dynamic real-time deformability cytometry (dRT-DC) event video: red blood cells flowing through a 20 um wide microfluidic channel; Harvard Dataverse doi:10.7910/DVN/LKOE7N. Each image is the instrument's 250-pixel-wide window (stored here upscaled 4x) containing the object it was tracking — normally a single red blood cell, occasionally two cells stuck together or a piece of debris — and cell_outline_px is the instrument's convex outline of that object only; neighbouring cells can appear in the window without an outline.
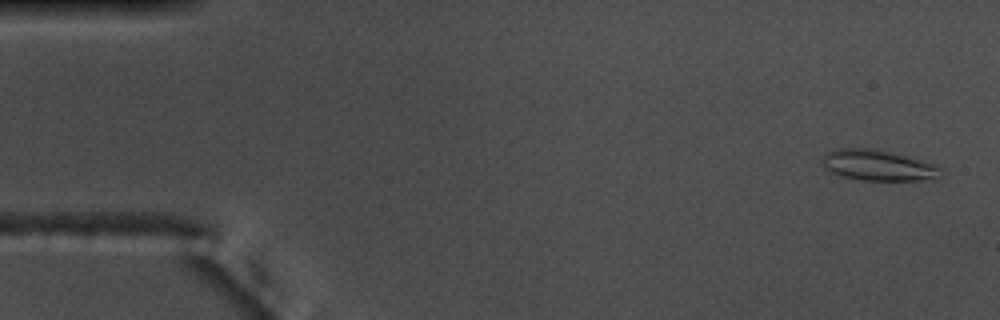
{"species": "common noctule bat (a hibernating species)", "species_latin": "Nyctalus noctula", "temperature_condition": "warm", "stored_images_in_passage": 54, "camera_frame_rate_fps": 3000, "um_per_image_px": 0.085, "animal": {"sex": "male", "body_mass_g": 17.5, "forearm_length_mm": 52.3}, "frame": {"image": 1, "passage_image": 2, "time_ms": 0.333, "image_size_px": [1000, 320], "cell_outline_px": [[936, 168], [932, 176], [920, 180], [860, 180], [840, 176], [824, 168], [820, 160], [828, 152], [836, 148], [868, 148], [892, 152], [936, 164]], "centroid_in_image_um": [74.45, 14.03], "position_along_channel_um": 10.5, "area_um2": 20.63}}
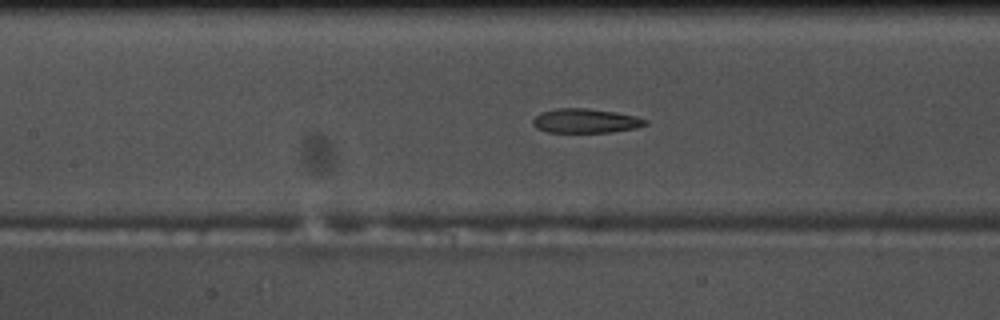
{"frame": {"image": 2, "passage_image": 24, "time_ms": 7.667, "image_size_px": [1000, 320], "cell_outline_px": [[648, 124], [636, 128], [612, 132], [548, 132], [536, 128], [532, 124], [532, 120], [540, 112], [556, 108], [588, 108], [616, 112], [636, 116], [648, 120]], "centroid_in_image_um": [49.77, 10.27], "position_along_channel_um": 157.6, "area_um2": 16.07}}
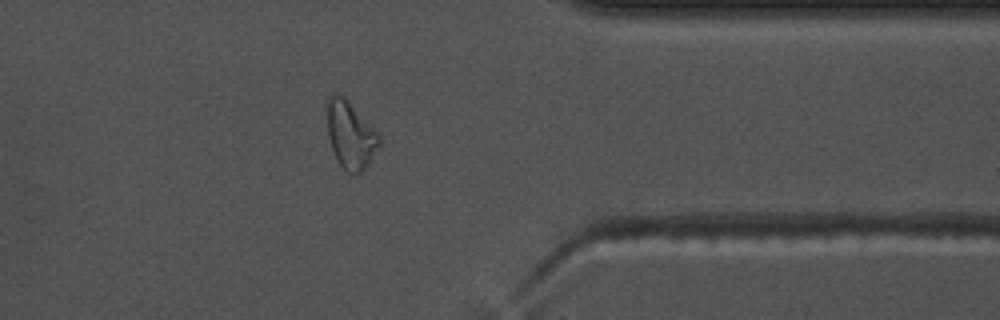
{"frame": {"image": 3, "passage_image": 43, "time_ms": 14.0, "image_size_px": [1000, 320], "cell_outline_px": [[380, 144], [364, 168], [356, 176], [352, 176], [336, 160], [328, 136], [324, 104], [332, 96], [344, 96], [348, 100], [380, 136]], "centroid_in_image_um": [29.74, 11.48], "position_along_channel_um": 381.7, "area_um2": 20.29}, "authors_computed_cell_mechanics": {"area_um2": 18.0047, "velocity_mm_per_s": 3.7404, "shape_relaxation_time_tau1_ms": null, "shape_relaxation_time_tau2_ms": 4.5431, "deformation_change_tau1": null, "deformation_change_tau2": 0.1123}}